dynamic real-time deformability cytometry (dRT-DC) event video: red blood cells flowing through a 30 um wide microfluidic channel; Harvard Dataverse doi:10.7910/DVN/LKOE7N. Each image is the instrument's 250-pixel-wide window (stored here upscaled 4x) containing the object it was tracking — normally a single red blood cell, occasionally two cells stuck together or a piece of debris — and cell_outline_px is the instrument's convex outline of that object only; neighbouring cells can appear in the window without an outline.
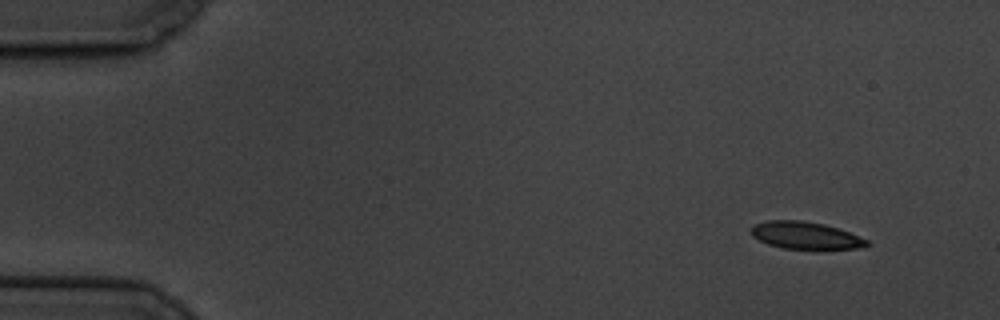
{"species": "common noctule bat (a hibernating species)", "species_latin": "Nyctalus noctula", "temperature_condition": "cold", "stored_images_in_passage": 9, "camera_frame_rate_fps": 3000, "um_per_image_px": 0.085, "animal": {"sex": "male", "body_mass_g": 19.5, "forearm_length_mm": 54.6}, "frame": {"image": 1, "passage_image": 1, "time_ms": 0.0, "image_size_px": [1000, 320], "cell_outline_px": [[872, 244], [856, 248], [784, 248], [768, 244], [752, 236], [752, 228], [756, 224], [768, 220], [800, 220], [824, 224], [848, 232], [868, 240]], "centroid_in_image_um": [68.46, 20.0], "position_along_channel_um": 16.5, "area_um2": 17.86}}
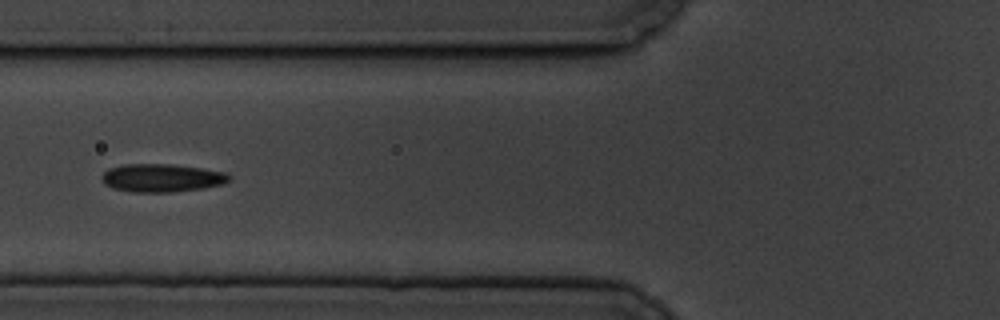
{"frame": {"image": 2, "passage_image": 6, "time_ms": 6.0, "image_size_px": [1000, 320], "cell_outline_px": [[232, 176], [224, 184], [204, 188], [172, 192], [132, 192], [112, 188], [104, 184], [100, 176], [108, 168], [124, 164], [172, 164], [200, 168], [224, 172]], "centroid_in_image_um": [13.72, 15.12], "position_along_channel_um": 112.1, "area_um2": 20.98}}
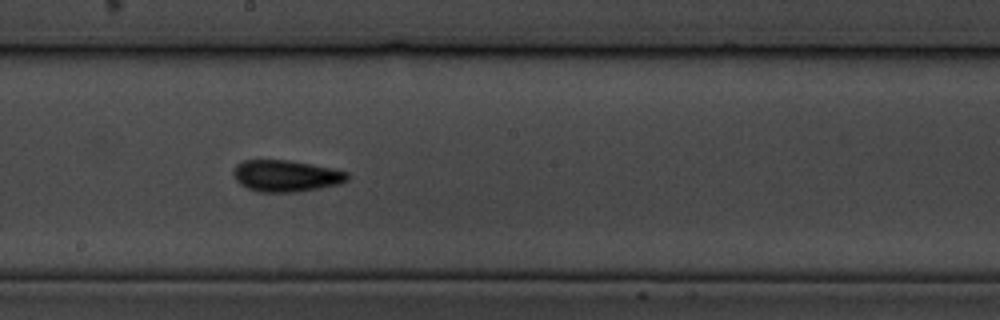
{"frame": {"image": 3, "passage_image": 9, "time_ms": 9.333, "image_size_px": [1000, 320], "cell_outline_px": [[348, 180], [340, 184], [320, 188], [296, 192], [256, 192], [240, 184], [236, 180], [232, 172], [236, 164], [244, 160], [288, 160], [332, 168], [348, 172]], "centroid_in_image_um": [24.3, 14.95], "position_along_channel_um": 223.9, "area_um2": 21.04}}